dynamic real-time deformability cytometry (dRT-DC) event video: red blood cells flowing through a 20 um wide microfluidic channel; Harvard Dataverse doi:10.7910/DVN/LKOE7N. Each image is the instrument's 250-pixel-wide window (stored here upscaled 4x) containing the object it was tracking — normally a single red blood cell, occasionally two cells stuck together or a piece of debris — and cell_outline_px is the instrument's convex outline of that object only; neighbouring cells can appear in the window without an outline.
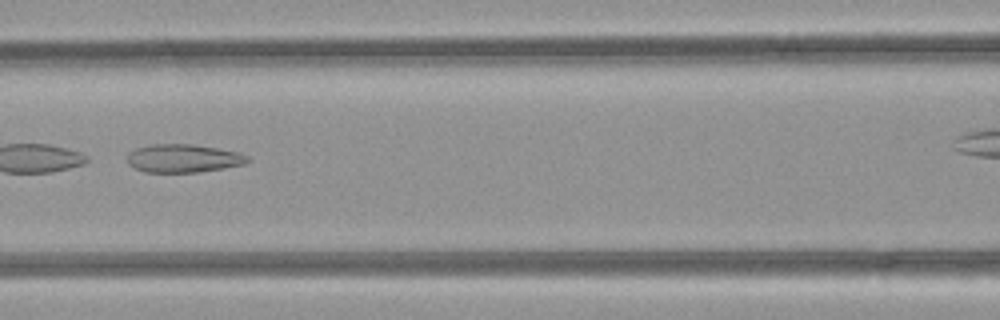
{"species": "common noctule bat (a hibernating species)", "species_latin": "Nyctalus noctula", "temperature_condition": "room temperature", "stored_images_in_passage": 44, "camera_frame_rate_fps": 3000, "um_per_image_px": 0.085, "animal": {"sex": "female", "body_mass_g": 21.9}, "frame": {"image": 1, "passage_image": 22, "time_ms": 7.0, "image_size_px": [1000, 320], "cell_outline_px": [[252, 160], [244, 164], [224, 168], [196, 172], [144, 172], [128, 164], [128, 152], [136, 148], [148, 144], [192, 144], [240, 152], [248, 156]], "centroid_in_image_um": [15.59, 13.45], "position_along_channel_um": 151.0, "area_um2": 19.88}}
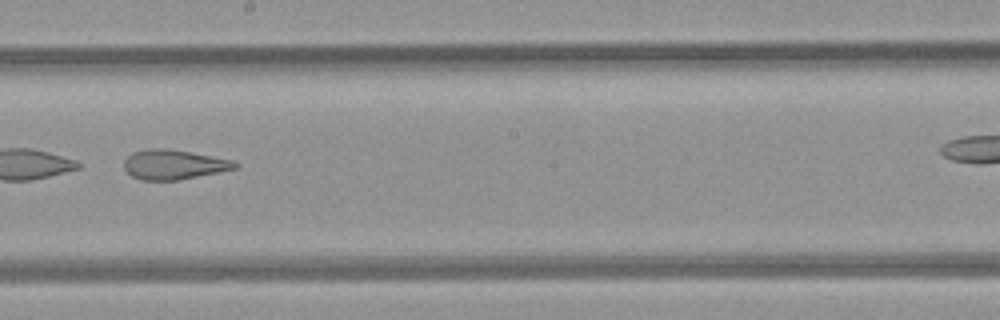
{"frame": {"image": 2, "passage_image": 28, "time_ms": 9.0, "image_size_px": [1000, 320], "cell_outline_px": [[240, 164], [236, 168], [176, 180], [140, 180], [132, 176], [124, 168], [124, 160], [132, 152], [144, 148], [160, 148], [188, 152], [232, 160]], "centroid_in_image_um": [14.7, 13.98], "position_along_channel_um": 233.5, "area_um2": 18.84}}
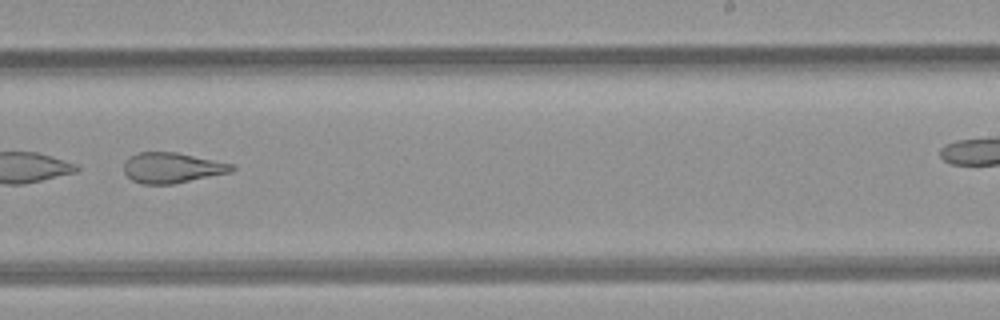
{"frame": {"image": 3, "passage_image": 31, "time_ms": 10.0, "image_size_px": [1000, 320], "cell_outline_px": [[236, 168], [232, 172], [172, 184], [140, 184], [132, 180], [124, 172], [124, 160], [136, 152], [176, 152], [236, 164]], "centroid_in_image_um": [14.64, 14.25], "position_along_channel_um": 274.4, "area_um2": 19.36}}